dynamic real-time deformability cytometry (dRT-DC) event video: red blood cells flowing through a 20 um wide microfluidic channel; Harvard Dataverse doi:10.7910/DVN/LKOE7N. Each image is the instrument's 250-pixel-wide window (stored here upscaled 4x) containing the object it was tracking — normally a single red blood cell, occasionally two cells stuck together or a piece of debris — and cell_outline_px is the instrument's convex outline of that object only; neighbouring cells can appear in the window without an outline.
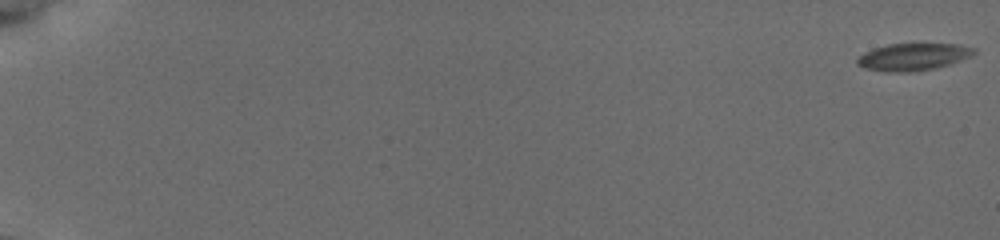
{"species": "common noctule bat (a hibernating species)", "species_latin": "Nyctalus noctula", "temperature_condition": "cold", "stored_images_in_passage": 57, "camera_frame_rate_fps": 3000, "um_per_image_px": 0.085, "animal": {"sex": "female", "body_mass_g": 19.5, "forearm_length_mm": 54.1}, "frame": {"image": 1, "passage_image": 1, "time_ms": 0.0, "image_size_px": [1000, 240], "cell_outline_px": [[976, 52], [968, 56], [948, 64], [932, 68], [868, 68], [856, 64], [856, 60], [860, 56], [876, 48], [888, 44], [956, 44], [976, 48]], "centroid_in_image_um": [77.69, 4.74], "position_along_channel_um": 7.3, "area_um2": 16.65}}
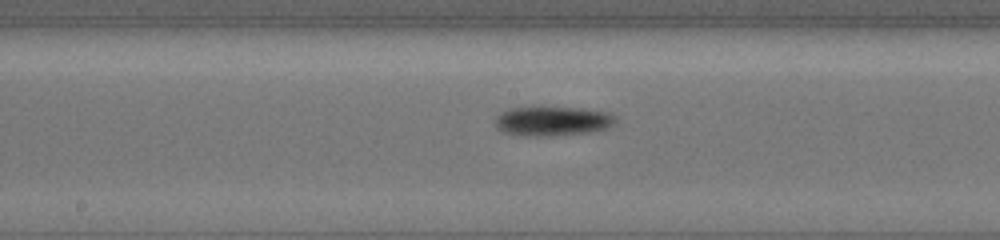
{"frame": {"image": 2, "passage_image": 33, "time_ms": 10.667, "image_size_px": [1000, 240], "cell_outline_px": [[616, 120], [612, 124], [604, 128], [584, 132], [536, 136], [528, 136], [504, 132], [496, 124], [496, 116], [508, 108], [580, 108], [608, 112]], "centroid_in_image_um": [46.92, 10.28], "position_along_channel_um": 201.3, "area_um2": 19.71}}
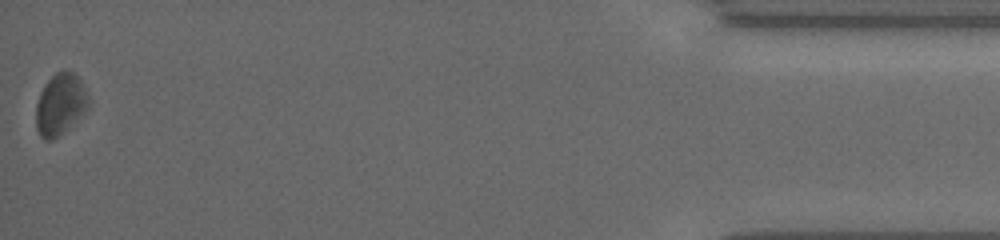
{"frame": {"image": 3, "passage_image": 57, "time_ms": 18.667, "image_size_px": [1000, 240], "cell_outline_px": [[88, 108], [60, 136], [52, 140], [48, 140], [40, 136], [36, 128], [36, 104], [40, 92], [48, 80], [56, 72], [72, 72], [80, 80], [88, 96]], "centroid_in_image_um": [5.1, 8.9], "position_along_channel_um": 430.1, "area_um2": 18.5}, "authors_computed_cell_mechanics": {"area_um2": 18.1492, "velocity_mm_per_s": 3.8097, "shape_relaxation_time_tau1_ms": 0.7635, "shape_relaxation_time_tau2_ms": null, "deformation_change_tau1": 0.0661, "deformation_change_tau2": null}}